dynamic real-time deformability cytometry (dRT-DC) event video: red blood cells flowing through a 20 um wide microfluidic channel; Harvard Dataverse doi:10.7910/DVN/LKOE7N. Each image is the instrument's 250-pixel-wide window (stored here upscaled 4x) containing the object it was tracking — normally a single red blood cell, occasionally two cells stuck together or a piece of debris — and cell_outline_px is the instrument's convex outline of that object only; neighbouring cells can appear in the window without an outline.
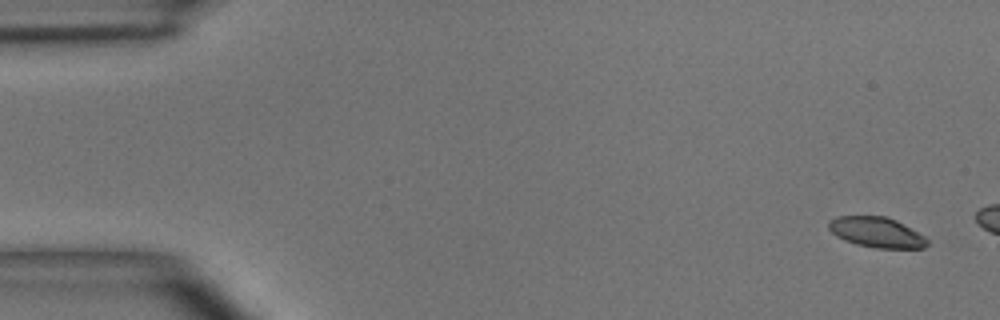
{"species": "common noctule bat (a hibernating species)", "species_latin": "Nyctalus noctula", "temperature_condition": "room temperature", "stored_images_in_passage": 3, "camera_frame_rate_fps": 3000, "um_per_image_px": 0.085, "animal": {"sex": "male", "body_mass_g": 15.6}, "frame": {"image": 1, "passage_image": 1, "time_ms": 0.0, "image_size_px": [1000, 320], "cell_outline_px": [[928, 244], [924, 248], [876, 248], [856, 244], [844, 240], [836, 236], [828, 228], [828, 220], [836, 216], [888, 216], [896, 220], [924, 236], [928, 240]], "centroid_in_image_um": [74.48, 19.74], "position_along_channel_um": 10.5, "area_um2": 17.46}}